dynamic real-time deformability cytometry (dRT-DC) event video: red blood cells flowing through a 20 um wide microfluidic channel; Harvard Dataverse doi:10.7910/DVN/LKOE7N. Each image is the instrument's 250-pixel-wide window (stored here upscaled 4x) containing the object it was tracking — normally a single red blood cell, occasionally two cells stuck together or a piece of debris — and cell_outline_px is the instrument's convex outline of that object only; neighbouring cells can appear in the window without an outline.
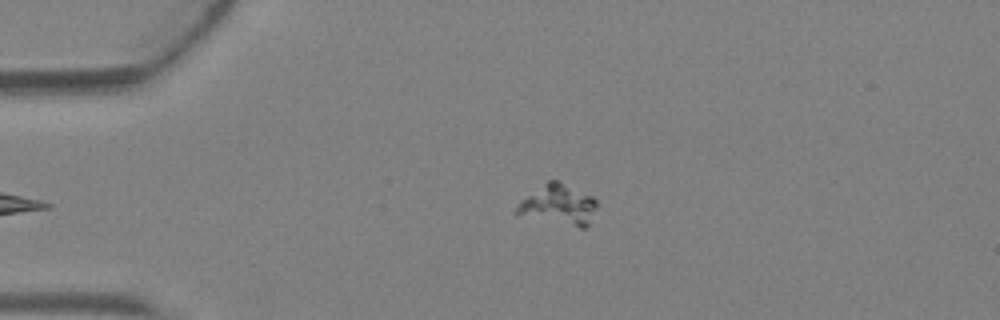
{"species": "Egyptian fruit bat (a non-hibernating species)", "species_latin": "Rousettus aegyptiacus", "temperature_condition": "warm", "stored_images_in_passage": 5, "camera_frame_rate_fps": 3000, "um_per_image_px": 0.085, "animal": {"sex": "female"}, "frame": {"image": 1, "passage_image": 5, "time_ms": 1.333, "image_size_px": [1000, 320], "cell_outline_px": [[596, 204], [588, 224], [584, 228], [580, 228], [516, 216], [512, 212], [520, 200], [548, 180], [556, 180], [592, 196], [596, 200]], "centroid_in_image_um": [47.37, 17.44], "position_along_channel_um": 37.6, "area_um2": 18.96}}